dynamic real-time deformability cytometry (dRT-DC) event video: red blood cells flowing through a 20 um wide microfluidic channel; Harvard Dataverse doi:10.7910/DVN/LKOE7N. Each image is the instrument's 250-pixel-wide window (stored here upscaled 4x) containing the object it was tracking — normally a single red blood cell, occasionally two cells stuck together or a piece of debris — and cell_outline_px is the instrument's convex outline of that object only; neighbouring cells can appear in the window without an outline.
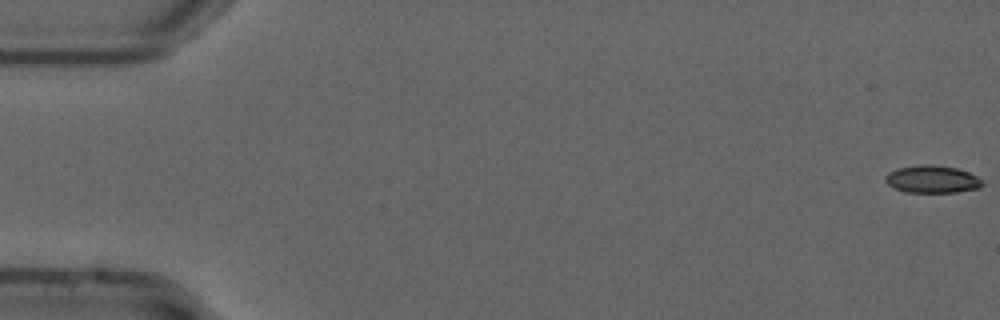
{"species": "common noctule bat (a hibernating species)", "species_latin": "Nyctalus noctula", "temperature_condition": "cold", "stored_images_in_passage": 9, "camera_frame_rate_fps": 3000, "um_per_image_px": 0.085, "animal": {"sex": "male", "forearm_length_mm": 52.5}, "frame": {"image": 1, "passage_image": 1, "time_ms": 0.0, "image_size_px": [1000, 320], "cell_outline_px": [[984, 184], [980, 188], [956, 192], [904, 192], [888, 184], [884, 180], [884, 176], [888, 172], [896, 168], [920, 164], [932, 164], [956, 168], [968, 172], [976, 176]], "centroid_in_image_um": [79.2, 15.22], "position_along_channel_um": 5.8, "area_um2": 15.61}}